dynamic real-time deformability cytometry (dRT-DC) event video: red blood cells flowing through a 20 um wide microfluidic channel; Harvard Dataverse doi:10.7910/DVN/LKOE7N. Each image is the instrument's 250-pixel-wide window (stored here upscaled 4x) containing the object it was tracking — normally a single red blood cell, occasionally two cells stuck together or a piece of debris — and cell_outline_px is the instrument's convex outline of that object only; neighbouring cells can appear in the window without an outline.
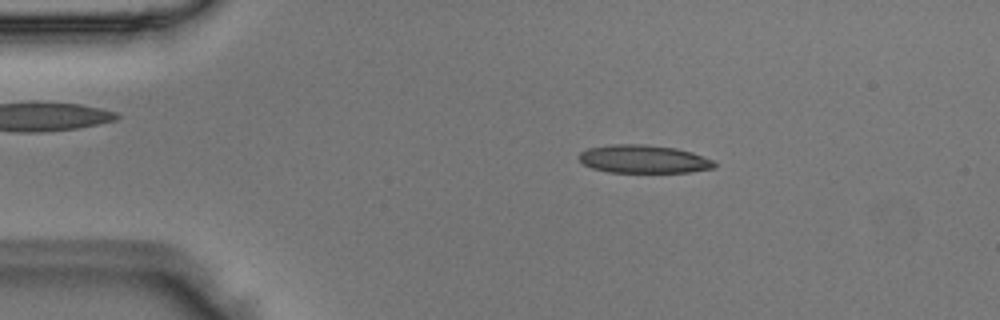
{"species": "Egyptian fruit bat (a non-hibernating species)", "species_latin": "Rousettus aegyptiacus", "temperature_condition": "room temperature", "stored_images_in_passage": 47, "camera_frame_rate_fps": 3000, "um_per_image_px": 0.085, "animal": {"sex": "male"}, "frame": {"image": 1, "passage_image": 7, "time_ms": 2.0, "image_size_px": [1000, 320], "cell_outline_px": [[716, 168], [688, 172], [608, 172], [592, 168], [584, 164], [580, 160], [580, 152], [588, 148], [608, 144], [644, 144], [676, 148], [692, 152], [712, 160], [716, 164]], "centroid_in_image_um": [54.71, 13.52], "position_along_channel_um": 30.3, "area_um2": 22.2}}
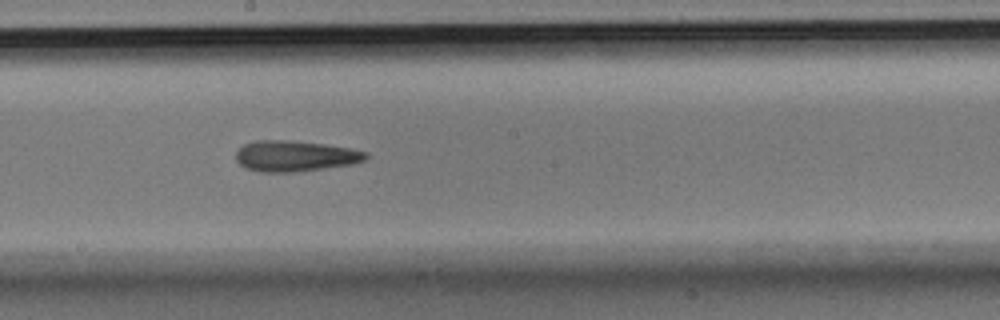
{"frame": {"image": 2, "passage_image": 25, "time_ms": 8.0, "image_size_px": [1000, 320], "cell_outline_px": [[368, 156], [364, 160], [352, 164], [296, 172], [260, 172], [244, 168], [236, 160], [236, 152], [244, 144], [256, 140], [288, 140], [324, 144], [348, 148], [368, 152]], "centroid_in_image_um": [25.05, 13.26], "position_along_channel_um": 223.1, "area_um2": 23.29}}
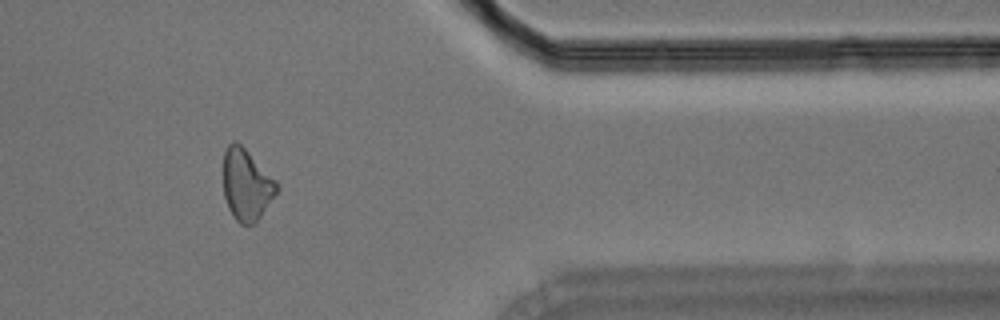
{"frame": {"image": 3, "passage_image": 39, "time_ms": 12.667, "image_size_px": [1000, 320], "cell_outline_px": [[280, 188], [256, 224], [240, 224], [232, 216], [228, 208], [224, 196], [224, 152], [228, 144], [232, 140], [236, 140], [276, 180]], "centroid_in_image_um": [20.96, 15.73], "position_along_channel_um": 390.4, "area_um2": 22.31}}